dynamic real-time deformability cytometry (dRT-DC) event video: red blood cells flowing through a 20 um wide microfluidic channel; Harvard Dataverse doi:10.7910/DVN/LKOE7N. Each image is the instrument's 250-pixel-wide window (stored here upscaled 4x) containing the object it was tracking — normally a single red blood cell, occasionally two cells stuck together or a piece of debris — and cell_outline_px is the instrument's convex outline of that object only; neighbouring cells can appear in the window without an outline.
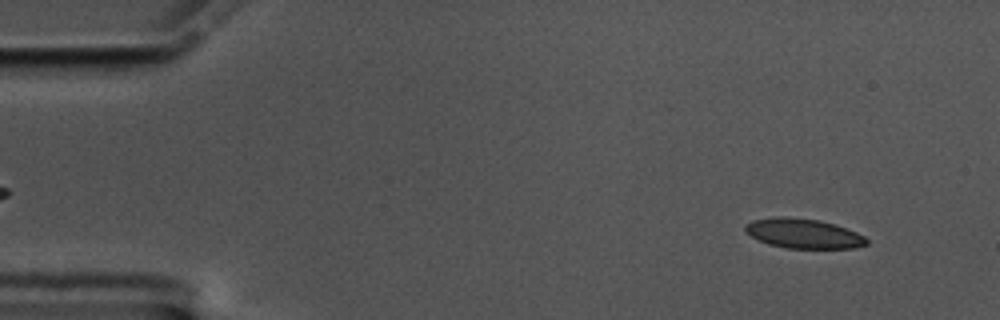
{"species": "common noctule bat (a hibernating species)", "species_latin": "Nyctalus noctula", "temperature_condition": "cold", "stored_images_in_passage": 54, "camera_frame_rate_fps": 3000, "um_per_image_px": 0.085, "animal": {"sex": "male", "body_mass_g": 17.5, "forearm_length_mm": 52.3}, "frame": {"image": 1, "passage_image": 2, "time_ms": 0.333, "image_size_px": [1000, 320], "cell_outline_px": [[868, 244], [852, 248], [788, 248], [768, 244], [744, 232], [744, 224], [752, 220], [776, 216], [784, 216], [820, 220], [836, 224], [856, 232], [864, 236], [868, 240]], "centroid_in_image_um": [68.27, 19.83], "position_along_channel_um": 16.7, "area_um2": 21.1}}
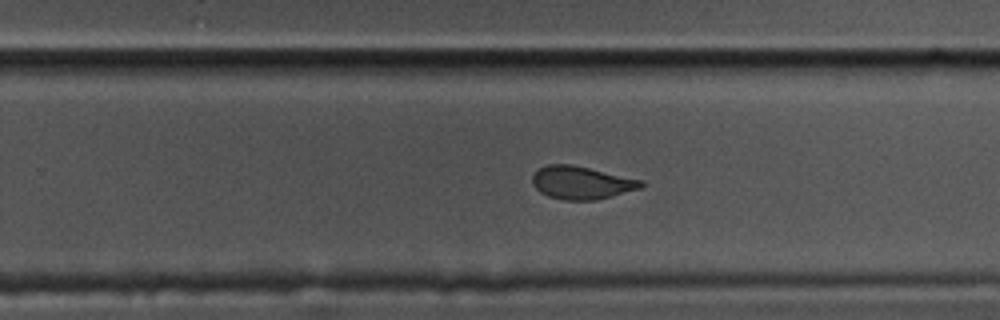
{"frame": {"image": 2, "passage_image": 33, "time_ms": 10.667, "image_size_px": [1000, 320], "cell_outline_px": [[644, 184], [640, 188], [596, 200], [564, 200], [548, 196], [540, 192], [532, 184], [532, 176], [540, 168], [548, 164], [572, 164], [644, 180]], "centroid_in_image_um": [49.42, 15.52], "position_along_channel_um": 280.4, "area_um2": 20.81}}
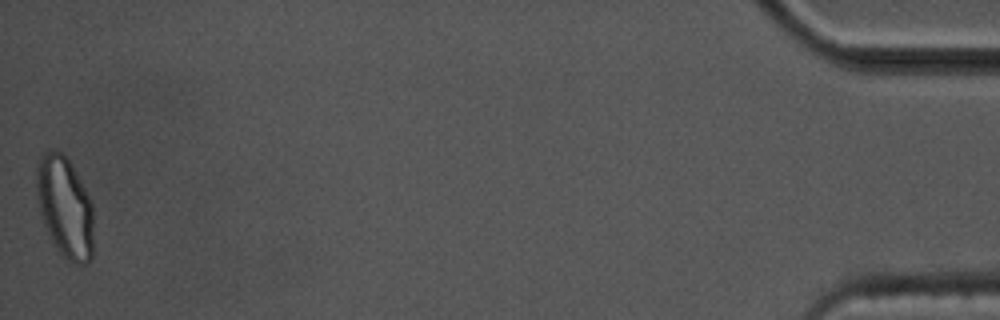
{"frame": {"image": 3, "passage_image": 54, "time_ms": 17.667, "image_size_px": [1000, 320], "cell_outline_px": [[92, 256], [88, 264], [76, 264], [68, 260], [60, 252], [52, 240], [44, 224], [40, 212], [36, 196], [36, 168], [40, 156], [48, 148], [56, 148], [72, 164], [92, 204]], "centroid_in_image_um": [5.49, 17.56], "position_along_channel_um": 429.7, "area_um2": 33.52}, "authors_computed_cell_mechanics": {"area_um2": 21.7039, "velocity_mm_per_s": 3.5014, "shape_relaxation_time_tau1_ms": 7.2086, "shape_relaxation_time_tau2_ms": 1.4941, "deformation_change_tau1": 0.1831, "deformation_change_tau2": 0.0618}}